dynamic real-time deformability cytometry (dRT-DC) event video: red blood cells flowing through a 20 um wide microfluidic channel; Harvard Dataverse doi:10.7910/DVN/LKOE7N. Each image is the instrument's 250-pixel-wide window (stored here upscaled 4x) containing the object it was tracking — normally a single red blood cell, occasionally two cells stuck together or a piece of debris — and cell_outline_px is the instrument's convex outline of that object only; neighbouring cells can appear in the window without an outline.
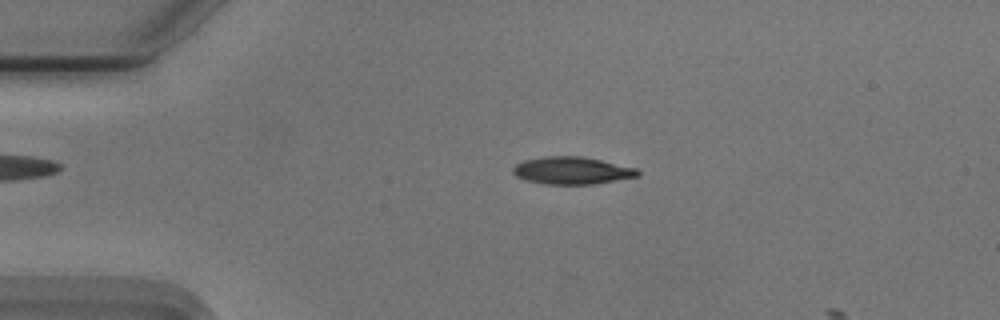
{"species": "Egyptian fruit bat (a non-hibernating species)", "species_latin": "Rousettus aegyptiacus", "temperature_condition": "cold", "stored_images_in_passage": 7, "camera_frame_rate_fps": 3000, "um_per_image_px": 0.085, "animal": {"sex": "male"}, "frame": {"image": 1, "passage_image": 4, "time_ms": 1.0, "image_size_px": [1000, 320], "cell_outline_px": [[640, 176], [592, 184], [544, 184], [528, 180], [516, 176], [512, 172], [512, 168], [516, 164], [524, 160], [544, 156], [580, 156], [600, 160], [636, 168], [640, 172]], "centroid_in_image_um": [48.6, 14.49], "position_along_channel_um": 36.4, "area_um2": 19.77}}